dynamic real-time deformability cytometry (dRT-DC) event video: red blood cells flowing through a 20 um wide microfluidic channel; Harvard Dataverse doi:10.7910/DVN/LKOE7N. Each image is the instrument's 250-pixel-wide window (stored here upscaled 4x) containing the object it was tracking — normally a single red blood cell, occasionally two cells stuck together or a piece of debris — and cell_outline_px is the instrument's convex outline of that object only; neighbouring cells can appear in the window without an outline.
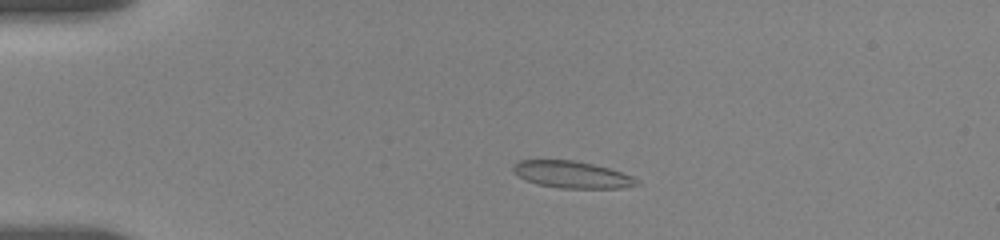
{"species": "human", "species_latin": "Homo sapiens", "temperature_condition": "room temperature", "stored_images_in_passage": 30, "camera_frame_rate_fps": 3000, "um_per_image_px": 0.085, "donor": {"sex": "female"}, "frame": {"image": 1, "passage_image": 7, "time_ms": 3.0, "image_size_px": [1000, 240], "cell_outline_px": [[640, 184], [620, 188], [560, 188], [536, 184], [512, 172], [512, 164], [520, 160], [576, 160], [608, 168], [632, 176], [640, 180]], "centroid_in_image_um": [48.61, 14.84], "position_along_channel_um": 36.4, "area_um2": 19.36}}
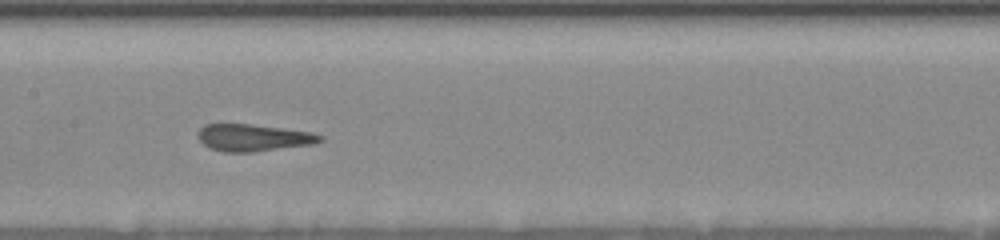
{"frame": {"image": 2, "passage_image": 20, "time_ms": 8.333, "image_size_px": [1000, 240], "cell_outline_px": [[324, 140], [312, 144], [252, 152], [224, 152], [212, 148], [204, 144], [196, 136], [196, 132], [204, 124], [248, 124], [280, 128], [308, 132], [324, 136]], "centroid_in_image_um": [21.49, 11.7], "position_along_channel_um": 185.9, "area_um2": 19.02}}
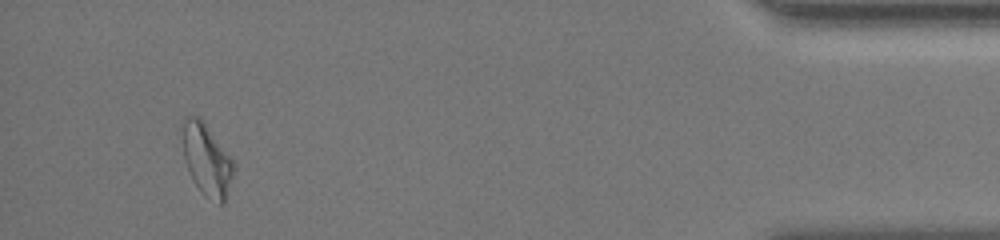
{"frame": {"image": 3, "passage_image": 30, "time_ms": 16.333, "image_size_px": [1000, 240], "cell_outline_px": [[236, 168], [228, 196], [224, 204], [220, 204], [204, 196], [196, 184], [184, 160], [180, 120], [184, 116], [196, 116], [204, 120], [232, 160]], "centroid_in_image_um": [17.57, 13.55], "position_along_channel_um": 417.6, "area_um2": 21.91}}